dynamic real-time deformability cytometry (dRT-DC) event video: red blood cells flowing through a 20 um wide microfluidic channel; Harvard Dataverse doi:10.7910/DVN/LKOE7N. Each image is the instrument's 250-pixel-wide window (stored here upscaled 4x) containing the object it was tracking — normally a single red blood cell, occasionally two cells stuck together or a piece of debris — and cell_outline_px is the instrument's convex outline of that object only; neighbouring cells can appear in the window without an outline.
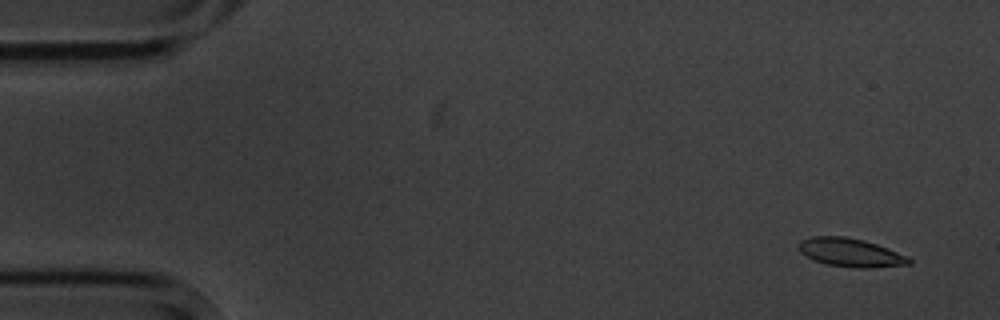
{"species": "common noctule bat (a hibernating species)", "species_latin": "Nyctalus noctula", "temperature_condition": "cold", "stored_images_in_passage": 6, "camera_frame_rate_fps": 3000, "um_per_image_px": 0.085, "animal": {"sex": "male", "body_mass_g": 20.1, "forearm_length_mm": 53.5}, "frame": {"image": 1, "passage_image": 1, "time_ms": 0.0, "image_size_px": [1000, 320], "cell_outline_px": [[912, 264], [868, 268], [860, 268], [828, 264], [816, 260], [800, 252], [796, 248], [796, 244], [800, 240], [812, 236], [844, 236], [864, 240], [888, 248], [908, 256], [912, 260]], "centroid_in_image_um": [72.29, 21.45], "position_along_channel_um": 12.7, "area_um2": 18.32}}
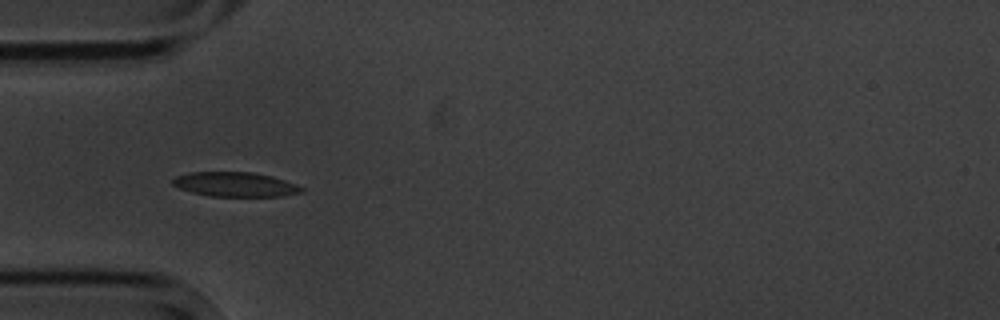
{"frame": {"image": 2, "passage_image": 5, "time_ms": 4.667, "image_size_px": [1000, 320], "cell_outline_px": [[304, 192], [280, 196], [212, 196], [192, 192], [180, 188], [172, 184], [172, 180], [176, 176], [188, 172], [252, 172], [272, 176], [296, 184], [304, 188]], "centroid_in_image_um": [20.0, 15.67], "position_along_channel_um": 65.0, "area_um2": 18.32}}
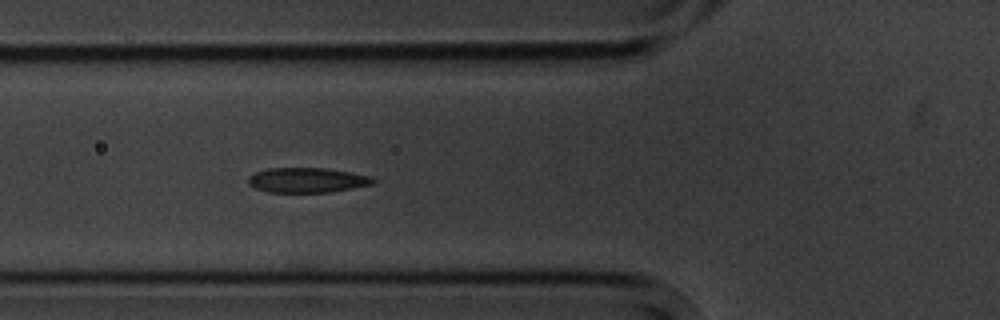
{"frame": {"image": 3, "passage_image": 6, "time_ms": 5.667, "image_size_px": [1000, 320], "cell_outline_px": [[376, 180], [372, 184], [352, 188], [328, 192], [268, 192], [256, 188], [248, 184], [248, 176], [256, 172], [268, 168], [328, 168], [372, 176]], "centroid_in_image_um": [26.1, 15.3], "position_along_channel_um": 99.7, "area_um2": 18.09}}